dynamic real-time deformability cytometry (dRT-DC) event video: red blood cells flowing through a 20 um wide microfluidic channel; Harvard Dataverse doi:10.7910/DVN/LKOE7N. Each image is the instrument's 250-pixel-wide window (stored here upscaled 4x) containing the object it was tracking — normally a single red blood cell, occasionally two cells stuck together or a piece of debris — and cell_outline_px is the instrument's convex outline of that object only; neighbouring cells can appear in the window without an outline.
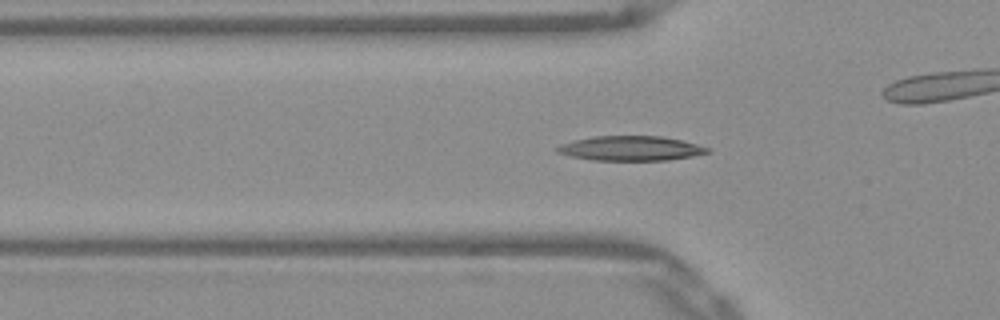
{"species": "Egyptian fruit bat (a non-hibernating species)", "species_latin": "Rousettus aegyptiacus", "temperature_condition": "warm", "stored_images_in_passage": 53, "camera_frame_rate_fps": 3000, "um_per_image_px": 0.085, "frame": {"image": 1, "passage_image": 17, "time_ms": 5.333, "image_size_px": [1000, 320], "cell_outline_px": [[712, 152], [692, 156], [668, 160], [592, 160], [572, 156], [556, 152], [556, 148], [560, 144], [572, 140], [592, 136], [660, 136], [680, 140], [712, 148]], "centroid_in_image_um": [53.62, 12.6], "position_along_channel_um": 72.2, "area_um2": 21.62}}
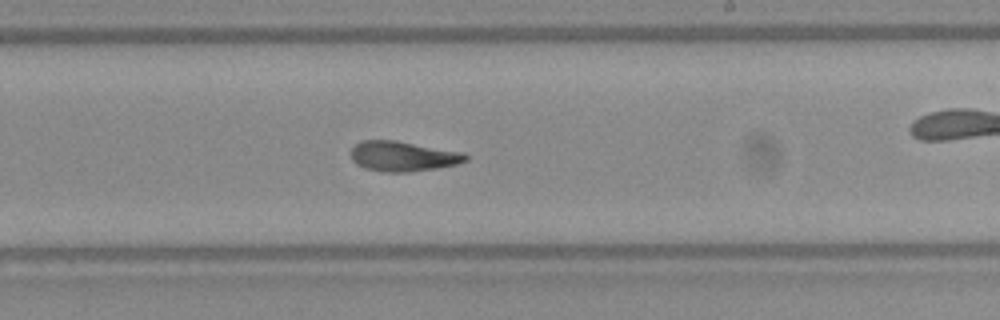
{"frame": {"image": 2, "passage_image": 31, "time_ms": 10.0, "image_size_px": [1000, 320], "cell_outline_px": [[468, 160], [456, 164], [436, 168], [408, 172], [384, 172], [364, 168], [356, 164], [352, 160], [352, 148], [360, 140], [396, 140], [464, 152], [468, 156]], "centroid_in_image_um": [34.25, 13.28], "position_along_channel_um": 254.7, "area_um2": 20.17}}
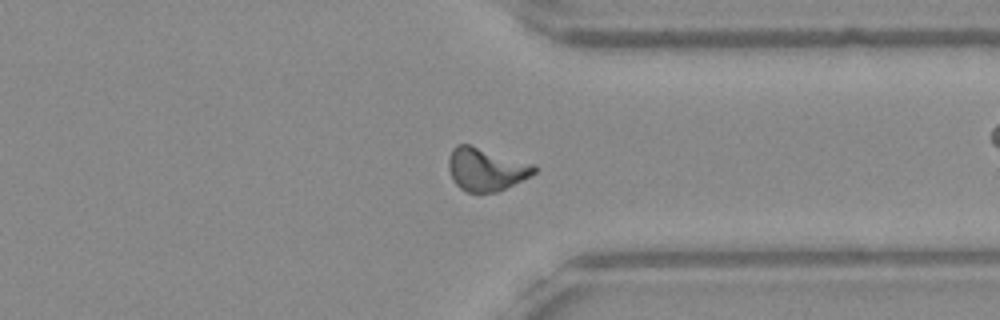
{"frame": {"image": 3, "passage_image": 40, "time_ms": 13.0, "image_size_px": [1000, 320], "cell_outline_px": [[536, 172], [496, 192], [468, 192], [460, 188], [452, 180], [448, 168], [448, 156], [452, 148], [456, 144], [468, 144], [536, 164]], "centroid_in_image_um": [41.27, 14.37], "position_along_channel_um": 370.1, "area_um2": 21.33}, "authors_computed_cell_mechanics": {"area_um2": 20.1144, "velocity_mm_per_s": 3.8976, "shape_relaxation_time_tau1_ms": 8.0613, "shape_relaxation_time_tau2_ms": 3.2577, "deformation_change_tau1": 0.2398, "deformation_change_tau2": 0.1114}}